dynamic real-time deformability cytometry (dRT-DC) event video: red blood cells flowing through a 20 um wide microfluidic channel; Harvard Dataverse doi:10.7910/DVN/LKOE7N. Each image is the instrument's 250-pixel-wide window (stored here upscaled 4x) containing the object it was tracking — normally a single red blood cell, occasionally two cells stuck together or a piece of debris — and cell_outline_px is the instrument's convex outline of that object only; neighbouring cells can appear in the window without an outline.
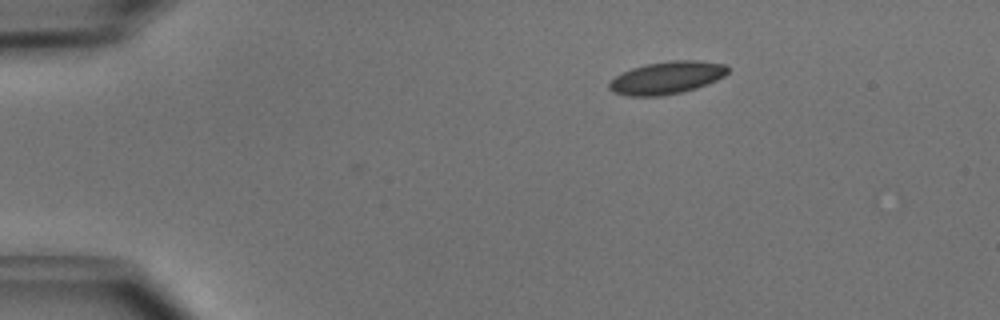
{"species": "common noctule bat (a hibernating species)", "species_latin": "Nyctalus noctula", "temperature_condition": "cold", "stored_images_in_passage": 34, "camera_frame_rate_fps": 3000, "um_per_image_px": 0.085, "animal": {"sex": "male", "body_mass_g": 15.6}, "frame": {"image": 1, "passage_image": 1, "time_ms": 0.0, "image_size_px": [1000, 320], "cell_outline_px": [[728, 72], [724, 76], [716, 80], [696, 88], [664, 96], [628, 96], [612, 92], [608, 88], [608, 84], [616, 76], [632, 68], [644, 64], [668, 60], [700, 60], [724, 64], [728, 68]], "centroid_in_image_um": [56.66, 6.6], "position_along_channel_um": 28.3, "area_um2": 22.54}}
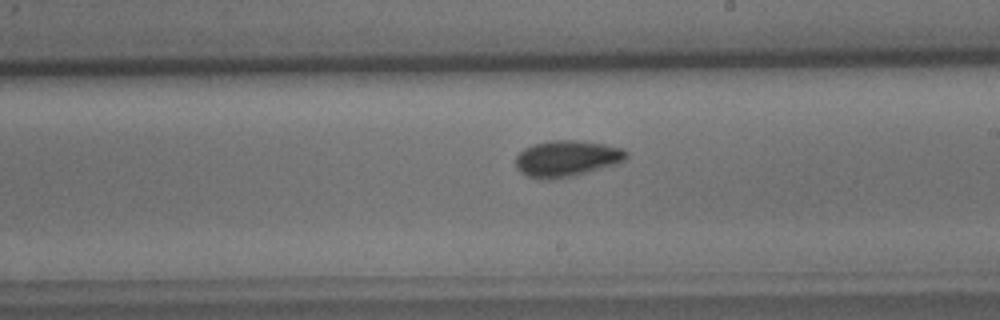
{"frame": {"image": 2, "passage_image": 22, "time_ms": 7.0, "image_size_px": [1000, 320], "cell_outline_px": [[628, 156], [624, 160], [616, 164], [576, 176], [548, 180], [540, 180], [528, 176], [520, 172], [516, 168], [516, 156], [524, 148], [532, 144], [552, 140], [576, 140], [604, 144], [624, 148], [628, 152]], "centroid_in_image_um": [48.17, 13.48], "position_along_channel_um": 240.8, "area_um2": 23.7}}
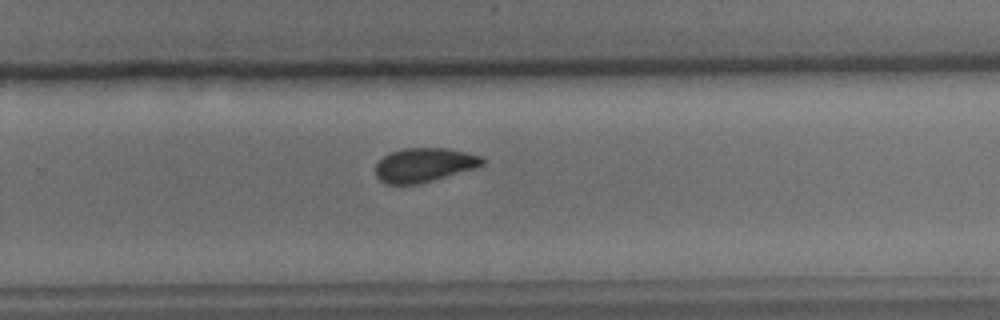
{"frame": {"image": 3, "passage_image": 26, "time_ms": 8.333, "image_size_px": [1000, 320], "cell_outline_px": [[484, 164], [476, 168], [432, 180], [416, 184], [388, 184], [380, 180], [376, 176], [376, 164], [388, 152], [404, 148], [444, 148], [484, 156]], "centroid_in_image_um": [36.05, 14.01], "position_along_channel_um": 293.7, "area_um2": 21.1}, "authors_computed_cell_mechanics": {"area_um2": 22.0796, "velocity_mm_per_s": 3.9837, "shape_relaxation_time_tau1_ms": 4.3757, "shape_relaxation_time_tau2_ms": 2.0162, "deformation_change_tau1": 0.0837, "deformation_change_tau2": 0.0656}}